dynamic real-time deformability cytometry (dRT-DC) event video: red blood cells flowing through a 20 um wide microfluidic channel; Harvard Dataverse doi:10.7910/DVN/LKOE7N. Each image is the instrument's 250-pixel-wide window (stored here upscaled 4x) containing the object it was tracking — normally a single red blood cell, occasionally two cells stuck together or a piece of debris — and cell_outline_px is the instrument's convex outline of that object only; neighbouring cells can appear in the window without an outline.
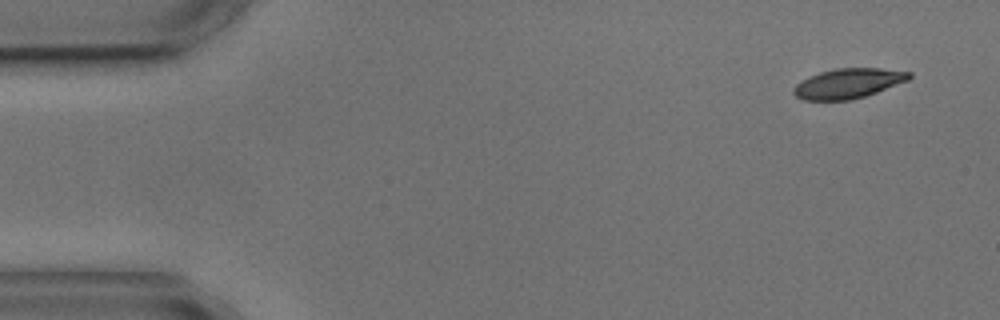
{"species": "common noctule bat (a hibernating species)", "species_latin": "Nyctalus noctula", "temperature_condition": "cold", "stored_images_in_passage": 4, "camera_frame_rate_fps": 3000, "um_per_image_px": 0.085, "animal": {"sex": "male", "body_mass_g": 17.9, "forearm_length_mm": 54.2}, "frame": {"image": 1, "passage_image": 1, "time_ms": 0.0, "image_size_px": [1000, 320], "cell_outline_px": [[912, 76], [908, 80], [876, 92], [864, 96], [848, 100], [804, 100], [796, 96], [792, 92], [792, 88], [800, 80], [808, 76], [820, 72], [836, 68], [880, 68], [912, 72]], "centroid_in_image_um": [72.06, 7.08], "position_along_channel_um": 12.9, "area_um2": 20.11}}
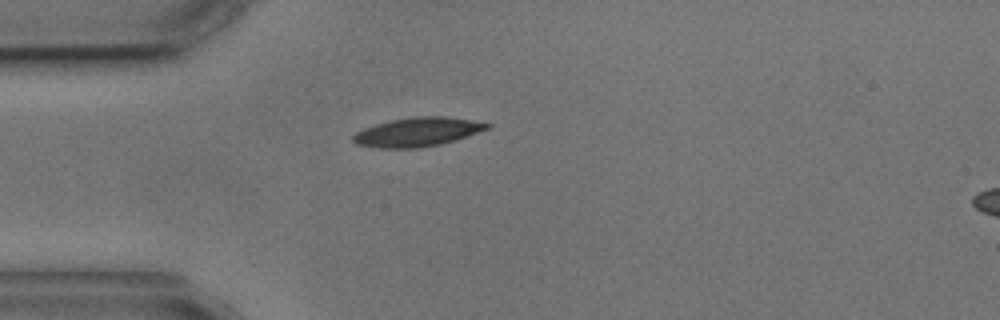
{"frame": {"image": 2, "passage_image": 4, "time_ms": 3.667, "image_size_px": [1000, 320], "cell_outline_px": [[492, 124], [488, 128], [440, 144], [416, 148], [380, 148], [356, 144], [352, 140], [352, 136], [356, 132], [364, 128], [376, 124], [392, 120], [416, 116], [444, 116]], "centroid_in_image_um": [35.4, 11.22], "position_along_channel_um": 49.6, "area_um2": 22.08}}